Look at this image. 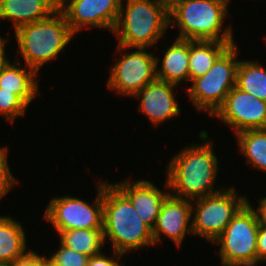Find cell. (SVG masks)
Returning <instances> with one entry per match:
<instances>
[{
  "label": "cell",
  "mask_w": 266,
  "mask_h": 266,
  "mask_svg": "<svg viewBox=\"0 0 266 266\" xmlns=\"http://www.w3.org/2000/svg\"><path fill=\"white\" fill-rule=\"evenodd\" d=\"M208 135L207 131H200L199 137L204 142L184 147L170 158L165 186L172 196L193 201L225 189L216 190L214 186L219 160Z\"/></svg>",
  "instance_id": "6da1fadb"
},
{
  "label": "cell",
  "mask_w": 266,
  "mask_h": 266,
  "mask_svg": "<svg viewBox=\"0 0 266 266\" xmlns=\"http://www.w3.org/2000/svg\"><path fill=\"white\" fill-rule=\"evenodd\" d=\"M103 237L104 242L110 240L113 251L123 255L155 244L152 229L138 216L130 200L107 181H103Z\"/></svg>",
  "instance_id": "7a4b0ae2"
},
{
  "label": "cell",
  "mask_w": 266,
  "mask_h": 266,
  "mask_svg": "<svg viewBox=\"0 0 266 266\" xmlns=\"http://www.w3.org/2000/svg\"><path fill=\"white\" fill-rule=\"evenodd\" d=\"M229 3V0H179L169 12L170 26L179 28L178 39L235 42L232 26L223 28Z\"/></svg>",
  "instance_id": "3957f363"
},
{
  "label": "cell",
  "mask_w": 266,
  "mask_h": 266,
  "mask_svg": "<svg viewBox=\"0 0 266 266\" xmlns=\"http://www.w3.org/2000/svg\"><path fill=\"white\" fill-rule=\"evenodd\" d=\"M14 33L17 55L21 54L25 66L37 73L45 63L59 57L75 35L59 9L43 20L20 26Z\"/></svg>",
  "instance_id": "277c9868"
},
{
  "label": "cell",
  "mask_w": 266,
  "mask_h": 266,
  "mask_svg": "<svg viewBox=\"0 0 266 266\" xmlns=\"http://www.w3.org/2000/svg\"><path fill=\"white\" fill-rule=\"evenodd\" d=\"M121 2L120 14L113 30L118 45L131 48H151L164 37L170 27L169 12L152 0ZM126 8V9H125Z\"/></svg>",
  "instance_id": "5b68a950"
},
{
  "label": "cell",
  "mask_w": 266,
  "mask_h": 266,
  "mask_svg": "<svg viewBox=\"0 0 266 266\" xmlns=\"http://www.w3.org/2000/svg\"><path fill=\"white\" fill-rule=\"evenodd\" d=\"M259 225L258 212L248 201L213 242L220 245L218 254L222 266H258Z\"/></svg>",
  "instance_id": "8992f818"
},
{
  "label": "cell",
  "mask_w": 266,
  "mask_h": 266,
  "mask_svg": "<svg viewBox=\"0 0 266 266\" xmlns=\"http://www.w3.org/2000/svg\"><path fill=\"white\" fill-rule=\"evenodd\" d=\"M236 44L231 45L212 65L209 71L191 81L187 95L198 111L212 116L224 103L226 96L236 86L237 60Z\"/></svg>",
  "instance_id": "52a82bcc"
},
{
  "label": "cell",
  "mask_w": 266,
  "mask_h": 266,
  "mask_svg": "<svg viewBox=\"0 0 266 266\" xmlns=\"http://www.w3.org/2000/svg\"><path fill=\"white\" fill-rule=\"evenodd\" d=\"M235 188L230 186L218 193L191 201L194 236L204 238L212 244L224 232L232 218L249 201L247 196H238Z\"/></svg>",
  "instance_id": "ba28073f"
},
{
  "label": "cell",
  "mask_w": 266,
  "mask_h": 266,
  "mask_svg": "<svg viewBox=\"0 0 266 266\" xmlns=\"http://www.w3.org/2000/svg\"><path fill=\"white\" fill-rule=\"evenodd\" d=\"M92 205L74 196L51 198L44 214L58 232L72 229H103V181L97 182Z\"/></svg>",
  "instance_id": "9c48e42d"
},
{
  "label": "cell",
  "mask_w": 266,
  "mask_h": 266,
  "mask_svg": "<svg viewBox=\"0 0 266 266\" xmlns=\"http://www.w3.org/2000/svg\"><path fill=\"white\" fill-rule=\"evenodd\" d=\"M126 47L117 45L118 54L124 52L117 62L110 67L107 87L119 95L130 98L142 87H145L156 77V56L149 48H135L127 51ZM147 50V51H146Z\"/></svg>",
  "instance_id": "30bf717a"
},
{
  "label": "cell",
  "mask_w": 266,
  "mask_h": 266,
  "mask_svg": "<svg viewBox=\"0 0 266 266\" xmlns=\"http://www.w3.org/2000/svg\"><path fill=\"white\" fill-rule=\"evenodd\" d=\"M121 2L122 0H58V9L75 35L90 26L109 29L113 33Z\"/></svg>",
  "instance_id": "8fae6325"
},
{
  "label": "cell",
  "mask_w": 266,
  "mask_h": 266,
  "mask_svg": "<svg viewBox=\"0 0 266 266\" xmlns=\"http://www.w3.org/2000/svg\"><path fill=\"white\" fill-rule=\"evenodd\" d=\"M213 116L232 128L235 135L246 130L266 129V101L235 86Z\"/></svg>",
  "instance_id": "7c38bea8"
},
{
  "label": "cell",
  "mask_w": 266,
  "mask_h": 266,
  "mask_svg": "<svg viewBox=\"0 0 266 266\" xmlns=\"http://www.w3.org/2000/svg\"><path fill=\"white\" fill-rule=\"evenodd\" d=\"M152 231L155 244L165 235L180 248L186 234H193L191 201L169 194L161 205Z\"/></svg>",
  "instance_id": "4fadbf2b"
},
{
  "label": "cell",
  "mask_w": 266,
  "mask_h": 266,
  "mask_svg": "<svg viewBox=\"0 0 266 266\" xmlns=\"http://www.w3.org/2000/svg\"><path fill=\"white\" fill-rule=\"evenodd\" d=\"M175 87L176 84L156 78L132 96L140 99L139 111L145 114L155 127L180 115V108L175 99Z\"/></svg>",
  "instance_id": "5bb4252c"
},
{
  "label": "cell",
  "mask_w": 266,
  "mask_h": 266,
  "mask_svg": "<svg viewBox=\"0 0 266 266\" xmlns=\"http://www.w3.org/2000/svg\"><path fill=\"white\" fill-rule=\"evenodd\" d=\"M114 185L130 200L142 221L153 230L161 205L170 192H163L154 183L145 179H124Z\"/></svg>",
  "instance_id": "9a60e30c"
},
{
  "label": "cell",
  "mask_w": 266,
  "mask_h": 266,
  "mask_svg": "<svg viewBox=\"0 0 266 266\" xmlns=\"http://www.w3.org/2000/svg\"><path fill=\"white\" fill-rule=\"evenodd\" d=\"M58 0H0V20H11L14 30L49 17Z\"/></svg>",
  "instance_id": "2e32d148"
},
{
  "label": "cell",
  "mask_w": 266,
  "mask_h": 266,
  "mask_svg": "<svg viewBox=\"0 0 266 266\" xmlns=\"http://www.w3.org/2000/svg\"><path fill=\"white\" fill-rule=\"evenodd\" d=\"M19 58L12 64L7 60L0 66V88L16 94L27 106L39 95L37 72L19 65Z\"/></svg>",
  "instance_id": "e0dca14e"
},
{
  "label": "cell",
  "mask_w": 266,
  "mask_h": 266,
  "mask_svg": "<svg viewBox=\"0 0 266 266\" xmlns=\"http://www.w3.org/2000/svg\"><path fill=\"white\" fill-rule=\"evenodd\" d=\"M165 49L162 61L156 56V77L169 83L182 84L190 81L189 40L175 38ZM159 62L161 63L159 66ZM160 68H159V67Z\"/></svg>",
  "instance_id": "ac0fdd59"
},
{
  "label": "cell",
  "mask_w": 266,
  "mask_h": 266,
  "mask_svg": "<svg viewBox=\"0 0 266 266\" xmlns=\"http://www.w3.org/2000/svg\"><path fill=\"white\" fill-rule=\"evenodd\" d=\"M24 230L13 217L0 216V264L9 265L30 250Z\"/></svg>",
  "instance_id": "d6986e66"
},
{
  "label": "cell",
  "mask_w": 266,
  "mask_h": 266,
  "mask_svg": "<svg viewBox=\"0 0 266 266\" xmlns=\"http://www.w3.org/2000/svg\"><path fill=\"white\" fill-rule=\"evenodd\" d=\"M234 42L189 40L190 81L205 75Z\"/></svg>",
  "instance_id": "ffe728a7"
},
{
  "label": "cell",
  "mask_w": 266,
  "mask_h": 266,
  "mask_svg": "<svg viewBox=\"0 0 266 266\" xmlns=\"http://www.w3.org/2000/svg\"><path fill=\"white\" fill-rule=\"evenodd\" d=\"M58 234L62 245L89 257L101 253L105 244L103 229H72Z\"/></svg>",
  "instance_id": "44dd1931"
},
{
  "label": "cell",
  "mask_w": 266,
  "mask_h": 266,
  "mask_svg": "<svg viewBox=\"0 0 266 266\" xmlns=\"http://www.w3.org/2000/svg\"><path fill=\"white\" fill-rule=\"evenodd\" d=\"M236 87L266 101V69L259 62L240 60L236 71Z\"/></svg>",
  "instance_id": "7402d4cb"
},
{
  "label": "cell",
  "mask_w": 266,
  "mask_h": 266,
  "mask_svg": "<svg viewBox=\"0 0 266 266\" xmlns=\"http://www.w3.org/2000/svg\"><path fill=\"white\" fill-rule=\"evenodd\" d=\"M239 151L247 163L266 172V129L246 130L236 134Z\"/></svg>",
  "instance_id": "603a6c76"
},
{
  "label": "cell",
  "mask_w": 266,
  "mask_h": 266,
  "mask_svg": "<svg viewBox=\"0 0 266 266\" xmlns=\"http://www.w3.org/2000/svg\"><path fill=\"white\" fill-rule=\"evenodd\" d=\"M28 106L14 93L1 91L0 115L13 124L14 120L25 114Z\"/></svg>",
  "instance_id": "cb8c5ba5"
},
{
  "label": "cell",
  "mask_w": 266,
  "mask_h": 266,
  "mask_svg": "<svg viewBox=\"0 0 266 266\" xmlns=\"http://www.w3.org/2000/svg\"><path fill=\"white\" fill-rule=\"evenodd\" d=\"M59 246V249L48 258L54 266H87L89 256L80 254L61 243Z\"/></svg>",
  "instance_id": "d4e9b609"
},
{
  "label": "cell",
  "mask_w": 266,
  "mask_h": 266,
  "mask_svg": "<svg viewBox=\"0 0 266 266\" xmlns=\"http://www.w3.org/2000/svg\"><path fill=\"white\" fill-rule=\"evenodd\" d=\"M8 148H0V200L14 188L18 181L13 177L10 166L8 165Z\"/></svg>",
  "instance_id": "484cf974"
},
{
  "label": "cell",
  "mask_w": 266,
  "mask_h": 266,
  "mask_svg": "<svg viewBox=\"0 0 266 266\" xmlns=\"http://www.w3.org/2000/svg\"><path fill=\"white\" fill-rule=\"evenodd\" d=\"M48 261V256L37 254L36 251L30 249L22 257L9 264V266H45Z\"/></svg>",
  "instance_id": "4316f807"
},
{
  "label": "cell",
  "mask_w": 266,
  "mask_h": 266,
  "mask_svg": "<svg viewBox=\"0 0 266 266\" xmlns=\"http://www.w3.org/2000/svg\"><path fill=\"white\" fill-rule=\"evenodd\" d=\"M113 252V255H111L112 257L110 258L104 255L103 251L97 255L89 257L87 266H123L119 260H121V257L124 255L116 251Z\"/></svg>",
  "instance_id": "83f0119b"
},
{
  "label": "cell",
  "mask_w": 266,
  "mask_h": 266,
  "mask_svg": "<svg viewBox=\"0 0 266 266\" xmlns=\"http://www.w3.org/2000/svg\"><path fill=\"white\" fill-rule=\"evenodd\" d=\"M258 263L266 262V225L260 223L257 233Z\"/></svg>",
  "instance_id": "f1b7e54d"
},
{
  "label": "cell",
  "mask_w": 266,
  "mask_h": 266,
  "mask_svg": "<svg viewBox=\"0 0 266 266\" xmlns=\"http://www.w3.org/2000/svg\"><path fill=\"white\" fill-rule=\"evenodd\" d=\"M259 204L257 207V212L259 215L260 223L266 225V197H261L258 199Z\"/></svg>",
  "instance_id": "f546056e"
},
{
  "label": "cell",
  "mask_w": 266,
  "mask_h": 266,
  "mask_svg": "<svg viewBox=\"0 0 266 266\" xmlns=\"http://www.w3.org/2000/svg\"><path fill=\"white\" fill-rule=\"evenodd\" d=\"M155 4L162 6L170 12L179 2V0H152Z\"/></svg>",
  "instance_id": "4dcf8cb0"
},
{
  "label": "cell",
  "mask_w": 266,
  "mask_h": 266,
  "mask_svg": "<svg viewBox=\"0 0 266 266\" xmlns=\"http://www.w3.org/2000/svg\"><path fill=\"white\" fill-rule=\"evenodd\" d=\"M6 41H8L7 38H2L0 36V66H2L8 60V57H6V55H5Z\"/></svg>",
  "instance_id": "1f68e13d"
},
{
  "label": "cell",
  "mask_w": 266,
  "mask_h": 266,
  "mask_svg": "<svg viewBox=\"0 0 266 266\" xmlns=\"http://www.w3.org/2000/svg\"><path fill=\"white\" fill-rule=\"evenodd\" d=\"M45 266H54L52 263H50L49 261H47L46 263H45Z\"/></svg>",
  "instance_id": "d6a6232c"
}]
</instances>
